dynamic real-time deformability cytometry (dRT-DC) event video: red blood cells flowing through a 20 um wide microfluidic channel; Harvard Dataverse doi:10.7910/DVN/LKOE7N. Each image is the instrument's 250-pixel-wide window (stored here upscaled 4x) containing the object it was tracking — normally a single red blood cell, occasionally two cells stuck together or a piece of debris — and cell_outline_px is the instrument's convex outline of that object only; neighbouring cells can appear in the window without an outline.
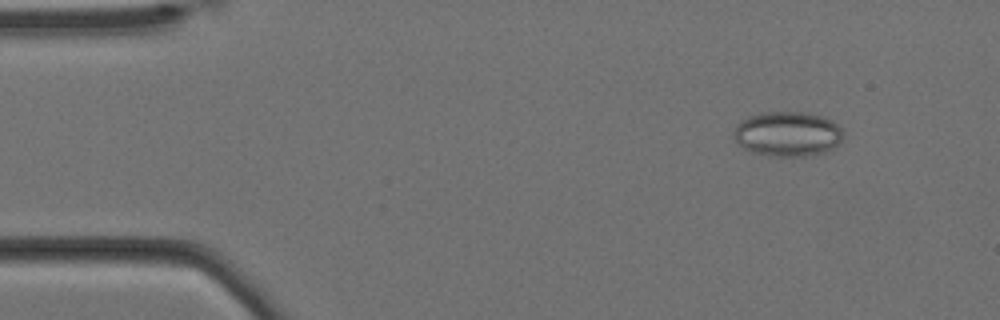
{"species": "Egyptian fruit bat (a non-hibernating species)", "species_latin": "Rousettus aegyptiacus", "temperature_condition": "cold", "stored_images_in_passage": 57, "camera_frame_rate_fps": 3000, "um_per_image_px": 0.085, "animal": {"sex": "female"}, "frame": {"image": 1, "passage_image": 6, "time_ms": 1.667, "image_size_px": [1000, 320], "cell_outline_px": [[844, 132], [840, 140], [832, 148], [824, 152], [804, 156], [768, 156], [752, 152], [744, 148], [732, 136], [732, 132], [736, 124], [740, 120], [748, 116], [760, 112], [808, 112], [824, 116], [832, 120]], "centroid_in_image_um": [66.9, 11.36], "position_along_channel_um": 18.1, "area_um2": 28.84}}
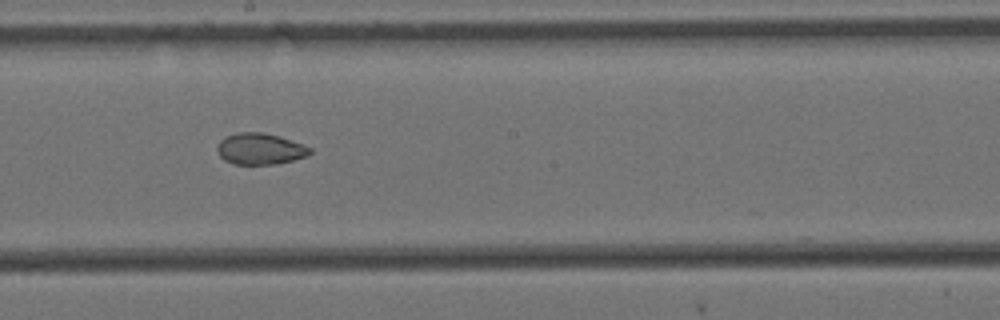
{"frame": {"image": 2, "passage_image": 31, "time_ms": 10.0, "image_size_px": [1000, 320], "cell_outline_px": [[312, 152], [308, 156], [276, 164], [236, 164], [224, 160], [216, 152], [216, 148], [220, 140], [224, 136], [236, 132], [264, 132], [280, 136], [304, 144], [312, 148]], "centroid_in_image_um": [22.11, 12.64], "position_along_channel_um": 226.1, "area_um2": 17.22}}
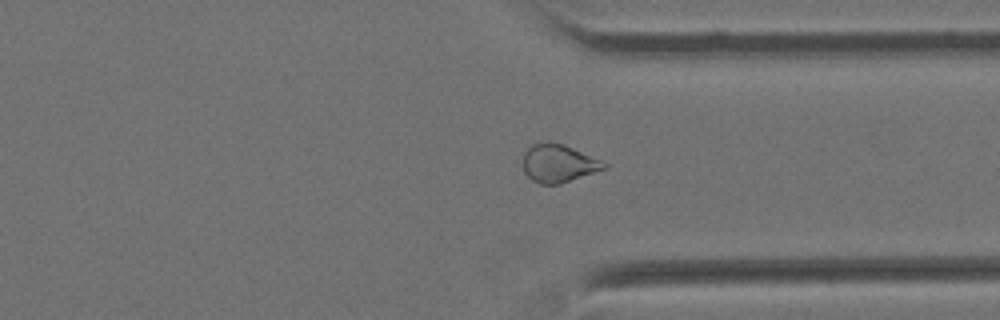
{"frame": {"image": 3, "passage_image": 43, "time_ms": 14.0, "image_size_px": [1000, 320], "cell_outline_px": [[608, 168], [560, 184], [540, 184], [532, 180], [524, 172], [524, 152], [532, 144], [548, 140], [564, 144], [600, 160], [608, 164]], "centroid_in_image_um": [47.47, 13.87], "position_along_channel_um": 363.9, "area_um2": 18.03}, "authors_computed_cell_mechanics": {"area_um2": 20.6346, "velocity_mm_per_s": 3.4669, "shape_relaxation_time_tau1_ms": null, "shape_relaxation_time_tau2_ms": 2.9949, "deformation_change_tau1": null, "deformation_change_tau2": 0.0649}}